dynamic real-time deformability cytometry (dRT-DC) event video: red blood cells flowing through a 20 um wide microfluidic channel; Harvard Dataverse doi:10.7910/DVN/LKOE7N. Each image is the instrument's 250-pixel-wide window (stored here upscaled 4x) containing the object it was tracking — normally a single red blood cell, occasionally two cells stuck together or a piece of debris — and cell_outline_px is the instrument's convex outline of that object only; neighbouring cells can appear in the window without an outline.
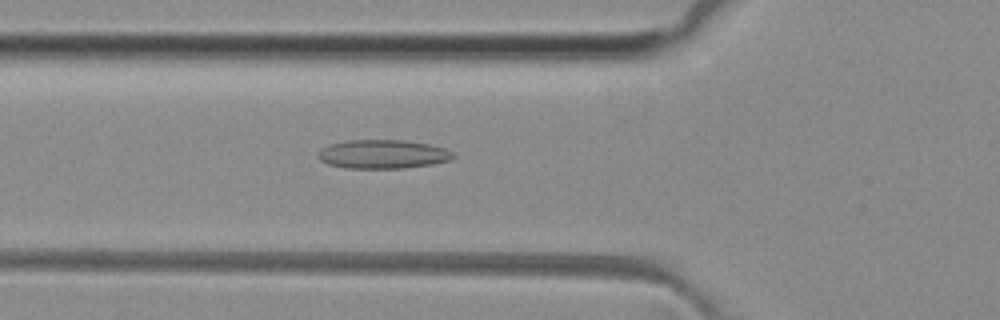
{"species": "common noctule bat (a hibernating species)", "species_latin": "Nyctalus noctula", "temperature_condition": "room temperature", "stored_images_in_passage": 37, "camera_frame_rate_fps": 3000, "um_per_image_px": 0.085, "animal": {"sex": "female", "body_mass_g": 29.2, "forearm_length_mm": 56.3}, "frame": {"image": 1, "passage_image": 5, "time_ms": 1.333, "image_size_px": [1000, 320], "cell_outline_px": [[456, 156], [452, 160], [432, 164], [404, 168], [344, 168], [328, 164], [320, 160], [320, 148], [328, 144], [348, 140], [404, 140], [432, 144], [444, 148], [452, 152]], "centroid_in_image_um": [32.57, 13.1], "position_along_channel_um": 93.2, "area_um2": 22.83}}
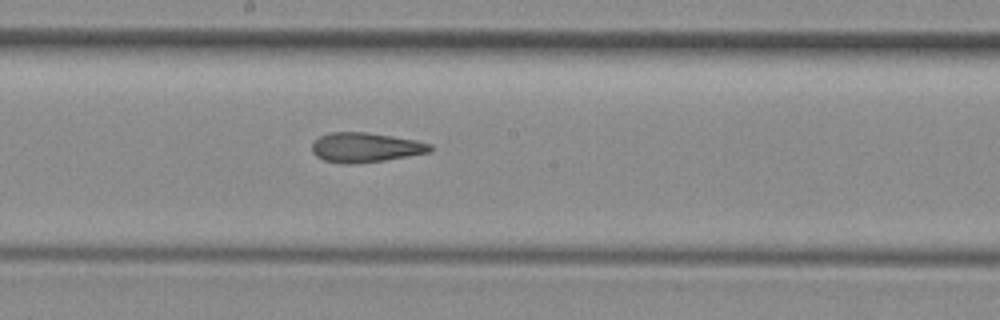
{"frame": {"image": 2, "passage_image": 14, "time_ms": 4.333, "image_size_px": [1000, 320], "cell_outline_px": [[432, 152], [384, 160], [352, 164], [344, 164], [324, 160], [316, 156], [312, 152], [312, 144], [320, 136], [332, 132], [364, 132], [392, 136], [416, 140], [432, 144]], "centroid_in_image_um": [31.08, 12.53], "position_along_channel_um": 217.1, "area_um2": 20.35}}
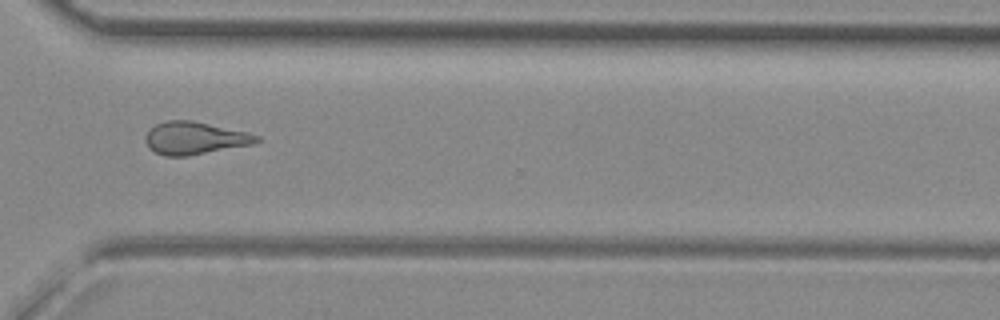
{"frame": {"image": 3, "passage_image": 24, "time_ms": 7.667, "image_size_px": [1000, 320], "cell_outline_px": [[260, 140], [252, 144], [188, 156], [164, 156], [148, 148], [144, 140], [148, 132], [156, 124], [168, 120], [192, 120], [248, 132], [260, 136]], "centroid_in_image_um": [16.55, 11.74], "position_along_channel_um": 354.1, "area_um2": 21.04}, "authors_computed_cell_mechanics": {"area_um2": 20.5768, "velocity_mm_per_s": 4.1108, "shape_relaxation_time_tau1_ms": null, "shape_relaxation_time_tau2_ms": 2.5601, "deformation_change_tau1": null, "deformation_change_tau2": 0.1085}}